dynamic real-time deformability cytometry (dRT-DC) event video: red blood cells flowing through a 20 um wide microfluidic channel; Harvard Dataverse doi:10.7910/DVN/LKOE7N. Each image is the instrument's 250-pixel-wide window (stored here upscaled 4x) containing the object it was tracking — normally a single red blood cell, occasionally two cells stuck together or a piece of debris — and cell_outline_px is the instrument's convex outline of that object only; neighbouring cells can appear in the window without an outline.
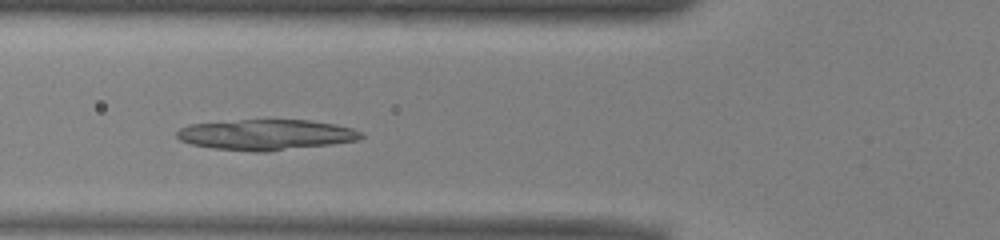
{"species": "common noctule bat (a hibernating species)", "species_latin": "Nyctalus noctula", "temperature_condition": "warm", "stored_images_in_passage": 45, "camera_frame_rate_fps": 3000, "um_per_image_px": 0.085, "animal": {"sex": "male", "body_mass_g": 13.0, "forearm_length_mm": 53.1}, "frame": {"image": 1, "passage_image": 11, "time_ms": 3.333, "image_size_px": [1000, 240], "cell_outline_px": [[364, 136], [360, 140], [332, 144], [264, 152], [252, 152], [212, 148], [192, 144], [180, 140], [176, 136], [176, 132], [180, 128], [188, 124], [240, 120], [308, 120], [336, 124], [352, 128], [364, 132]], "centroid_in_image_um": [22.64, 11.45], "position_along_channel_um": 103.2, "area_um2": 33.0}}
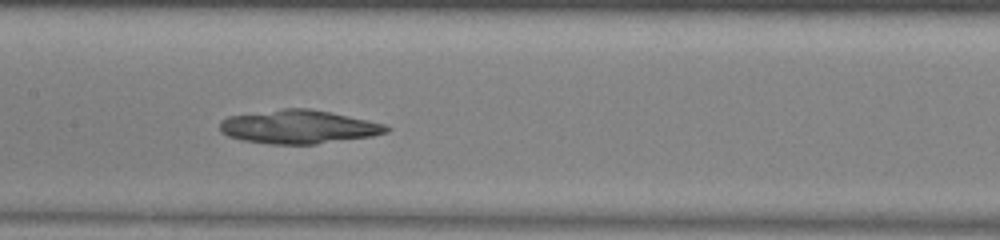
{"frame": {"image": 2, "passage_image": 17, "time_ms": 5.333, "image_size_px": [1000, 240], "cell_outline_px": [[392, 128], [388, 132], [372, 136], [316, 144], [272, 144], [244, 140], [228, 136], [220, 132], [220, 120], [228, 116], [284, 108], [308, 108], [368, 120], [384, 124]], "centroid_in_image_um": [25.37, 10.78], "position_along_channel_um": 182.0, "area_um2": 32.43}}
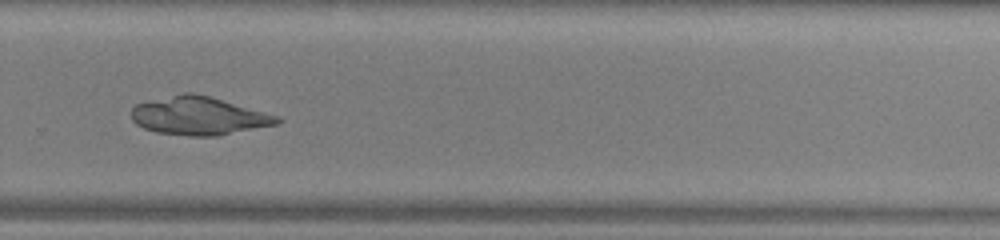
{"frame": {"image": 3, "passage_image": 27, "time_ms": 8.667, "image_size_px": [1000, 240], "cell_outline_px": [[284, 120], [280, 124], [216, 136], [192, 136], [156, 132], [144, 128], [136, 124], [132, 120], [132, 108], [136, 104], [184, 92], [192, 92], [208, 96], [280, 116]], "centroid_in_image_um": [16.94, 9.86], "position_along_channel_um": 312.9, "area_um2": 32.37}}